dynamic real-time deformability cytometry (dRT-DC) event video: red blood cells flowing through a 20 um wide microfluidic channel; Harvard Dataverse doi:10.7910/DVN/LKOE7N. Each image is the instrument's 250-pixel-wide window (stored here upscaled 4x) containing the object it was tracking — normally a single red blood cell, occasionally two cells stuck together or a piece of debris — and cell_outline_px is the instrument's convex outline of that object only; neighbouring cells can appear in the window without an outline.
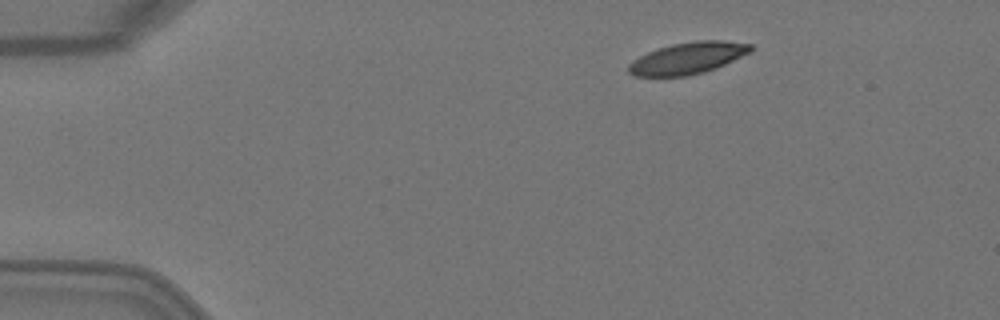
{"species": "Egyptian fruit bat (a non-hibernating species)", "species_latin": "Rousettus aegyptiacus", "temperature_condition": "warm", "stored_images_in_passage": 3, "camera_frame_rate_fps": 3000, "um_per_image_px": 0.085, "animal": {"sex": "female"}, "frame": {"image": 1, "passage_image": 1, "time_ms": 0.0, "image_size_px": [1000, 320], "cell_outline_px": [[756, 48], [752, 52], [716, 68], [704, 72], [688, 76], [636, 76], [628, 72], [628, 64], [632, 60], [648, 52], [672, 44], [696, 40], [720, 40], [752, 44]], "centroid_in_image_um": [58.51, 4.94], "position_along_channel_um": 26.5, "area_um2": 22.66}}